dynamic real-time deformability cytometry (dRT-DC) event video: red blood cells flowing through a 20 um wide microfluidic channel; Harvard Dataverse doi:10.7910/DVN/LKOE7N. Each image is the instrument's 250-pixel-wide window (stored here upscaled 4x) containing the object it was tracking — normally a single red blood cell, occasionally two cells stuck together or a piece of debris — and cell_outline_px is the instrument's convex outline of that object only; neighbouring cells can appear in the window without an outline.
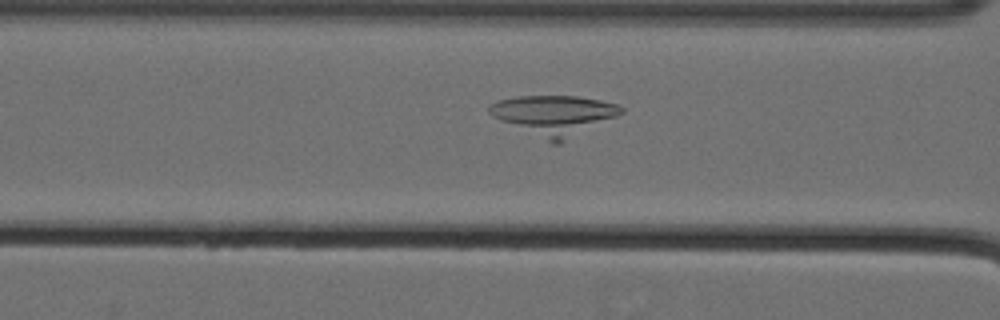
{"species": "Egyptian fruit bat (a non-hibernating species)", "species_latin": "Rousettus aegyptiacus", "temperature_condition": "cold", "stored_images_in_passage": 46, "camera_frame_rate_fps": 3000, "um_per_image_px": 0.085, "animal": {"sex": "female"}, "frame": {"image": 1, "passage_image": 13, "time_ms": 4.0, "image_size_px": [1000, 320], "cell_outline_px": [[624, 112], [560, 144], [552, 144], [500, 120], [492, 116], [488, 112], [488, 104], [496, 100], [516, 96], [576, 96], [600, 100], [616, 104], [624, 108]], "centroid_in_image_um": [47.06, 9.79], "position_along_channel_um": 119.5, "area_um2": 30.63}}
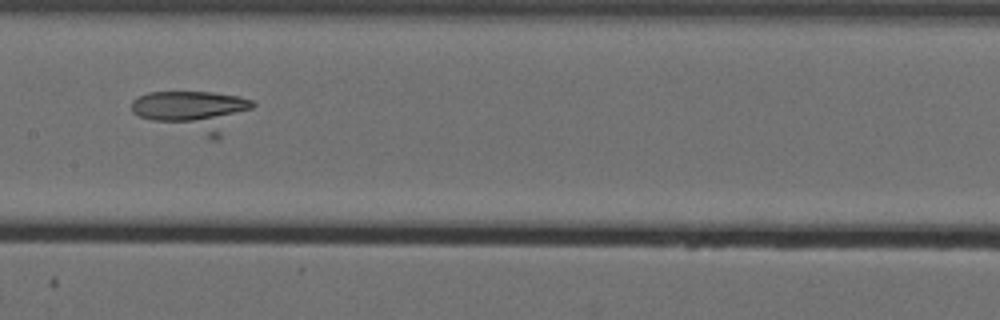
{"frame": {"image": 2, "passage_image": 19, "time_ms": 6.0, "image_size_px": [1000, 320], "cell_outline_px": [[256, 104], [252, 108], [216, 140], [212, 140], [140, 116], [132, 112], [132, 100], [148, 92], [212, 92], [236, 96], [252, 100]], "centroid_in_image_um": [16.45, 9.44], "position_along_channel_um": 191.0, "area_um2": 28.32}}
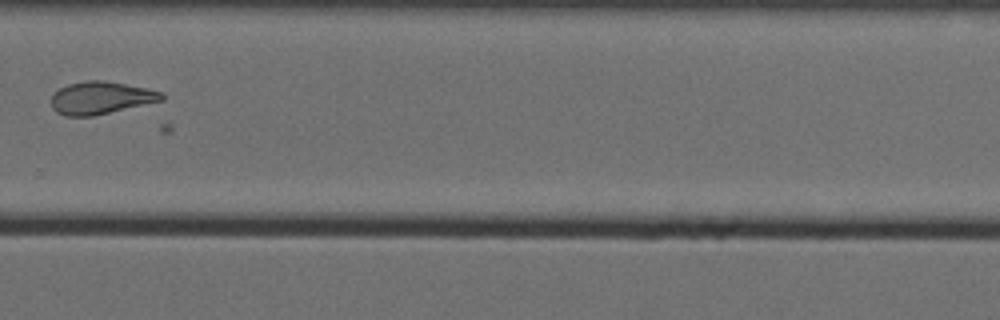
{"frame": {"image": 3, "passage_image": 30, "time_ms": 9.667, "image_size_px": [1000, 320], "cell_outline_px": [[164, 100], [92, 116], [68, 116], [56, 112], [52, 108], [52, 96], [60, 88], [68, 84], [88, 80], [100, 80], [124, 84], [164, 92]], "centroid_in_image_um": [8.57, 8.32], "position_along_channel_um": 321.2, "area_um2": 20.63}}